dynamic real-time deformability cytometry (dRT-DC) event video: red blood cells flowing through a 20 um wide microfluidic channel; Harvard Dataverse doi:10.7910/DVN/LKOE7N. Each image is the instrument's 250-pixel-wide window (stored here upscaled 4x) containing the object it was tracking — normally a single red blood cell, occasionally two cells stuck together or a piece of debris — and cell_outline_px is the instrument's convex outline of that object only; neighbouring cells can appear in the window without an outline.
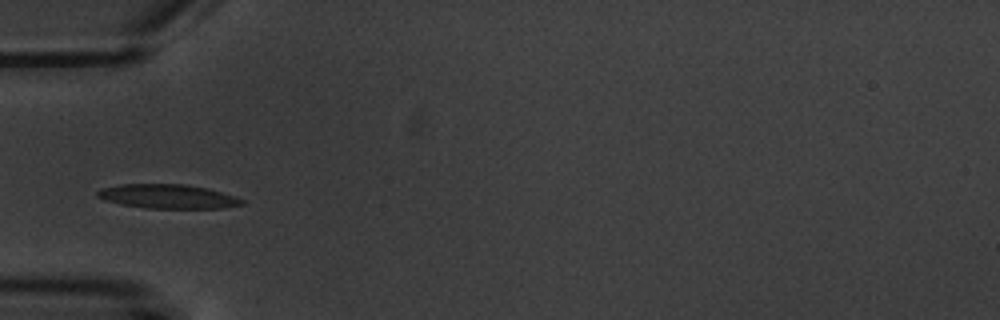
{"species": "common noctule bat (a hibernating species)", "species_latin": "Nyctalus noctula", "temperature_condition": "warm", "stored_images_in_passage": 7, "camera_frame_rate_fps": 3000, "um_per_image_px": 0.085, "animal": {"sex": "male", "body_mass_g": 20.1, "forearm_length_mm": 53.5}, "frame": {"image": 1, "passage_image": 3, "time_ms": 2.667, "image_size_px": [1000, 320], "cell_outline_px": [[244, 204], [224, 208], [148, 208], [120, 204], [104, 200], [96, 196], [96, 192], [100, 188], [120, 184], [184, 184], [208, 188], [236, 196], [244, 200]], "centroid_in_image_um": [14.26, 16.69], "position_along_channel_um": 70.7, "area_um2": 20.46}}
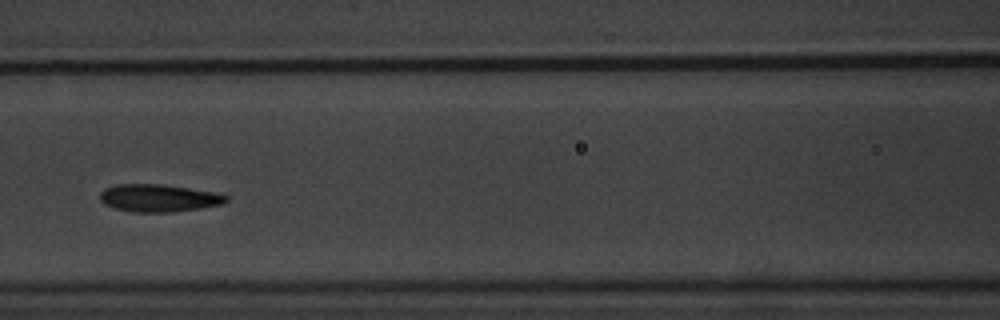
{"frame": {"image": 2, "passage_image": 5, "time_ms": 5.0, "image_size_px": [1000, 320], "cell_outline_px": [[228, 200], [224, 204], [200, 208], [172, 212], [132, 212], [112, 208], [104, 204], [100, 200], [100, 192], [104, 188], [116, 184], [160, 184], [216, 192], [228, 196]], "centroid_in_image_um": [13.47, 16.83], "position_along_channel_um": 153.1, "area_um2": 20.4}}
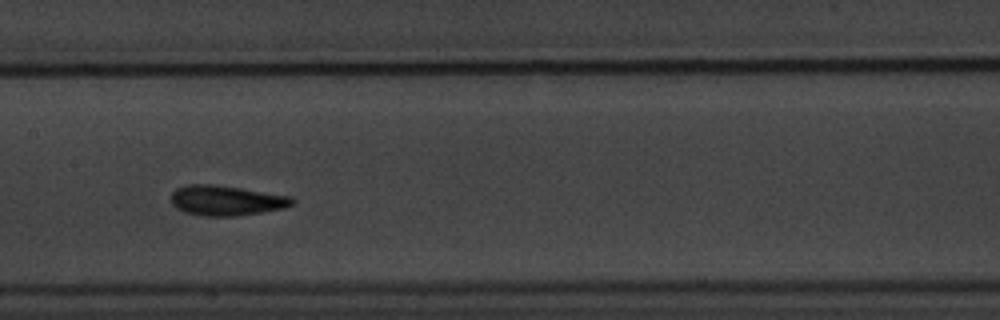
{"frame": {"image": 3, "passage_image": 6, "time_ms": 6.0, "image_size_px": [1000, 320], "cell_outline_px": [[296, 200], [292, 204], [284, 208], [236, 216], [208, 216], [184, 212], [176, 208], [172, 204], [172, 192], [176, 188], [188, 184], [216, 184], [292, 196]], "centroid_in_image_um": [19.23, 17.03], "position_along_channel_um": 188.2, "area_um2": 21.27}}